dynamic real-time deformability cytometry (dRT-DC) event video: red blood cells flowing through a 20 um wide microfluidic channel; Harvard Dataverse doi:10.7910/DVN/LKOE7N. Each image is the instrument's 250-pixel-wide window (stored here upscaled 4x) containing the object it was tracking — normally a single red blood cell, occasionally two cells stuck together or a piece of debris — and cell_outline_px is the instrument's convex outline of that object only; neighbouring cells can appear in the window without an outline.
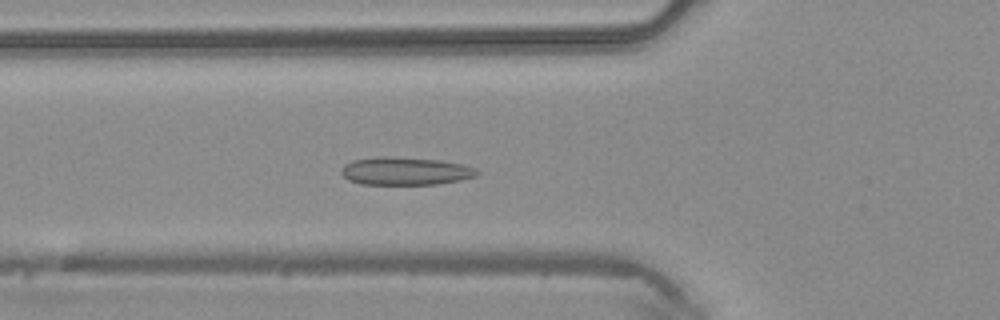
{"species": "common noctule bat (a hibernating species)", "species_latin": "Nyctalus noctula", "temperature_condition": "warm", "stored_images_in_passage": 41, "camera_frame_rate_fps": 3000, "um_per_image_px": 0.085, "animal": {"sex": "male", "body_mass_g": 20.4}, "frame": {"image": 1, "passage_image": 11, "time_ms": 3.333, "image_size_px": [1000, 320], "cell_outline_px": [[480, 172], [476, 176], [460, 180], [436, 184], [360, 184], [348, 180], [340, 172], [340, 168], [344, 164], [352, 160], [440, 160], [460, 164], [476, 168]], "centroid_in_image_um": [34.49, 14.61], "position_along_channel_um": 91.3, "area_um2": 20.75}}
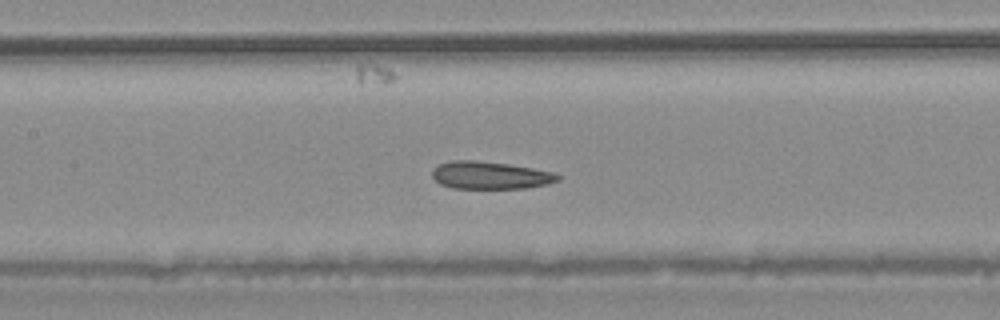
{"frame": {"image": 2, "passage_image": 16, "time_ms": 5.0, "image_size_px": [1000, 320], "cell_outline_px": [[560, 180], [548, 184], [524, 188], [452, 188], [440, 184], [432, 176], [432, 168], [440, 164], [452, 160], [476, 160], [508, 164], [532, 168], [552, 172], [560, 176]], "centroid_in_image_um": [41.65, 14.9], "position_along_channel_um": 165.8, "area_um2": 20.11}}
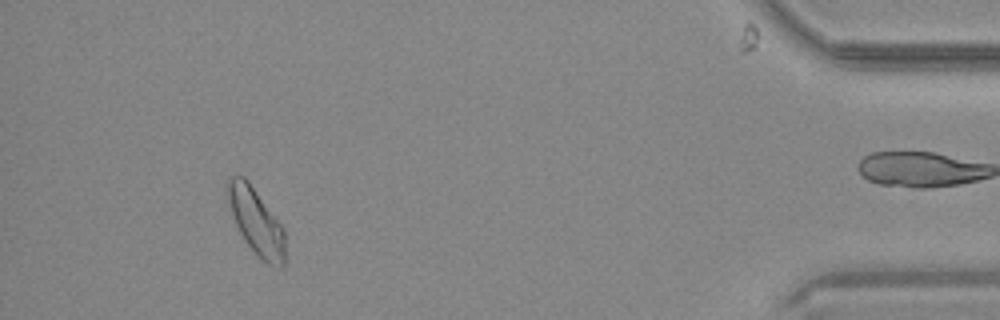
{"frame": {"image": 3, "passage_image": 37, "time_ms": 12.0, "image_size_px": [1000, 320], "cell_outline_px": [[284, 268], [276, 268], [268, 264], [256, 256], [244, 240], [236, 224], [224, 192], [224, 184], [228, 176], [244, 176], [248, 180], [284, 228]], "centroid_in_image_um": [21.73, 18.81], "position_along_channel_um": 413.5, "area_um2": 22.6}}